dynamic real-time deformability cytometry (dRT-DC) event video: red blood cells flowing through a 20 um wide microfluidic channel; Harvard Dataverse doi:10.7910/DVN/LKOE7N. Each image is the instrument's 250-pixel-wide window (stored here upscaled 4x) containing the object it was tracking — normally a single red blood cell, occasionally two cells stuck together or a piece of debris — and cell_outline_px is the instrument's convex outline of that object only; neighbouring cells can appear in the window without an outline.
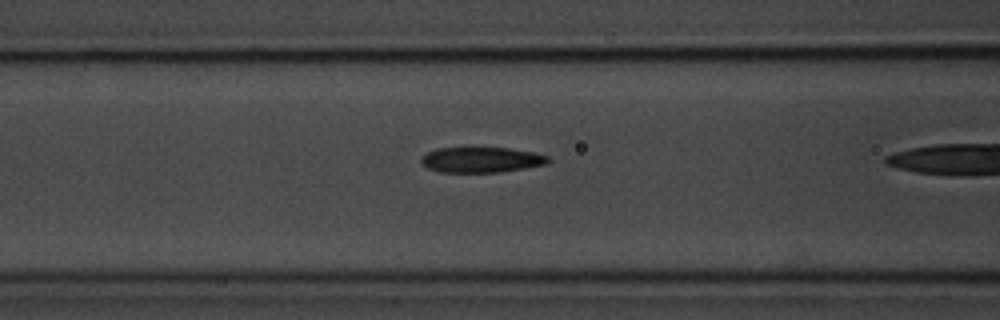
{"species": "common noctule bat (a hibernating species)", "species_latin": "Nyctalus noctula", "temperature_condition": "room temperature", "stored_images_in_passage": 40, "camera_frame_rate_fps": 3000, "um_per_image_px": 0.085, "animal": {"sex": "male", "body_mass_g": 20.1, "forearm_length_mm": 53.5}, "frame": {"image": 1, "passage_image": 18, "time_ms": 5.667, "image_size_px": [1000, 320], "cell_outline_px": [[548, 160], [544, 164], [524, 168], [500, 172], [440, 172], [428, 168], [420, 164], [420, 160], [428, 152], [436, 148], [508, 148], [532, 152], [548, 156]], "centroid_in_image_um": [40.85, 13.58], "position_along_channel_um": 125.7, "area_um2": 18.55}}
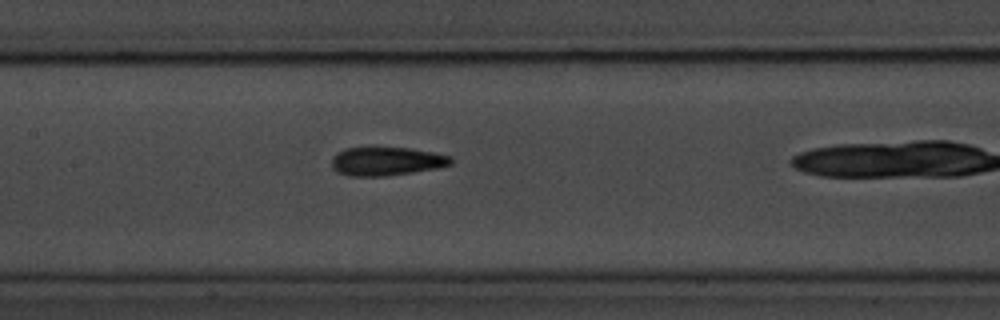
{"frame": {"image": 2, "passage_image": 22, "time_ms": 7.0, "image_size_px": [1000, 320], "cell_outline_px": [[452, 164], [436, 168], [412, 172], [384, 176], [348, 176], [332, 168], [332, 156], [336, 152], [344, 148], [412, 148], [432, 152], [448, 156], [452, 160]], "centroid_in_image_um": [32.81, 13.71], "position_along_channel_um": 174.6, "area_um2": 19.65}}
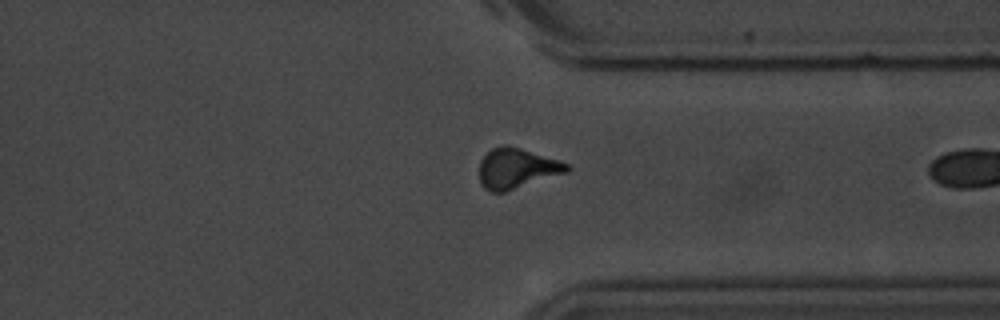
{"frame": {"image": 3, "passage_image": 38, "time_ms": 12.333, "image_size_px": [1000, 320], "cell_outline_px": [[572, 168], [568, 172], [504, 192], [492, 192], [484, 188], [480, 184], [480, 160], [492, 148], [504, 144], [508, 144], [560, 160], [568, 164]], "centroid_in_image_um": [43.93, 14.3], "position_along_channel_um": 367.5, "area_um2": 20.63}}